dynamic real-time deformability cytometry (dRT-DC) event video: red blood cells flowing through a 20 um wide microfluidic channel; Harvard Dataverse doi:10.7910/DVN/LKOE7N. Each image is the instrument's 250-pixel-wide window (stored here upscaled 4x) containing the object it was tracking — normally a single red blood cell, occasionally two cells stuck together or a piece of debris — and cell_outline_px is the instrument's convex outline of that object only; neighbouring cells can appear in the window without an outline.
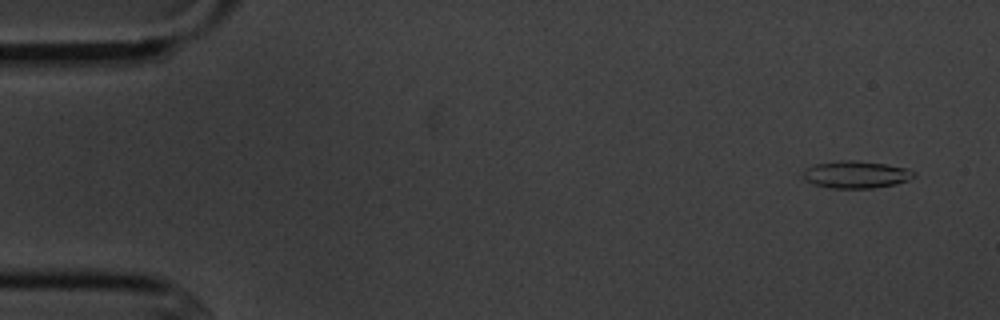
{"species": "common noctule bat (a hibernating species)", "species_latin": "Nyctalus noctula", "temperature_condition": "cold", "stored_images_in_passage": 4, "camera_frame_rate_fps": 3000, "um_per_image_px": 0.085, "animal": {"sex": "male", "body_mass_g": 20.1, "forearm_length_mm": 53.5}, "frame": {"image": 1, "passage_image": 1, "time_ms": 0.0, "image_size_px": [1000, 320], "cell_outline_px": [[916, 176], [908, 180], [896, 184], [872, 188], [828, 188], [804, 180], [804, 168], [816, 164], [840, 160], [856, 160], [884, 164], [908, 168], [916, 172]], "centroid_in_image_um": [72.79, 14.83], "position_along_channel_um": 12.2, "area_um2": 17.63}}
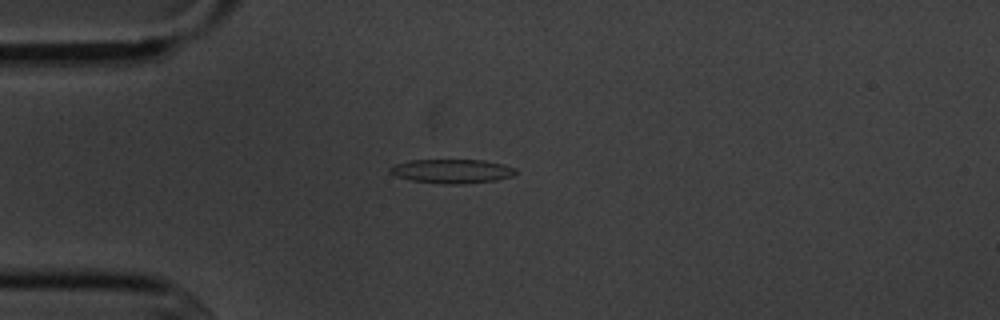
{"frame": {"image": 2, "passage_image": 4, "time_ms": 3.667, "image_size_px": [1000, 320], "cell_outline_px": [[516, 172], [512, 176], [496, 180], [456, 184], [444, 184], [412, 180], [396, 176], [388, 172], [388, 168], [392, 164], [412, 160], [484, 160], [504, 164], [516, 168]], "centroid_in_image_um": [38.38, 14.54], "position_along_channel_um": 46.6, "area_um2": 17.63}}